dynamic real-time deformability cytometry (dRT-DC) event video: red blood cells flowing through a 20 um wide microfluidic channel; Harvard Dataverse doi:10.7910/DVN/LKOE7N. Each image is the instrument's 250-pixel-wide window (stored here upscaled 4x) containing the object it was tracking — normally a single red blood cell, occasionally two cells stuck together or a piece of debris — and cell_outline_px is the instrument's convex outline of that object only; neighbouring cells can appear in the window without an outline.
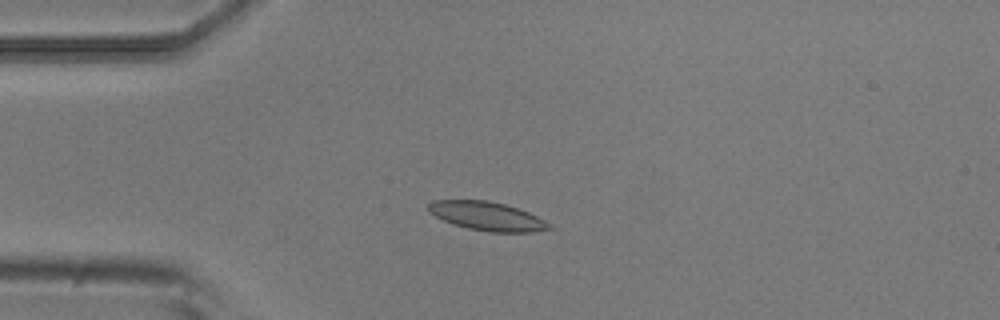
{"species": "common noctule bat (a hibernating species)", "species_latin": "Nyctalus noctula", "temperature_condition": "room temperature", "stored_images_in_passage": 6, "camera_frame_rate_fps": 3000, "um_per_image_px": 0.085, "animal": {"sex": "male", "body_mass_g": 20.5, "forearm_length_mm": 52.5}, "frame": {"image": 1, "passage_image": 4, "time_ms": 1.0, "image_size_px": [1000, 320], "cell_outline_px": [[552, 228], [532, 232], [488, 232], [468, 228], [452, 224], [428, 212], [428, 204], [432, 200], [488, 200], [504, 204], [528, 212], [544, 220]], "centroid_in_image_um": [41.36, 18.37], "position_along_channel_um": 43.6, "area_um2": 20.06}}